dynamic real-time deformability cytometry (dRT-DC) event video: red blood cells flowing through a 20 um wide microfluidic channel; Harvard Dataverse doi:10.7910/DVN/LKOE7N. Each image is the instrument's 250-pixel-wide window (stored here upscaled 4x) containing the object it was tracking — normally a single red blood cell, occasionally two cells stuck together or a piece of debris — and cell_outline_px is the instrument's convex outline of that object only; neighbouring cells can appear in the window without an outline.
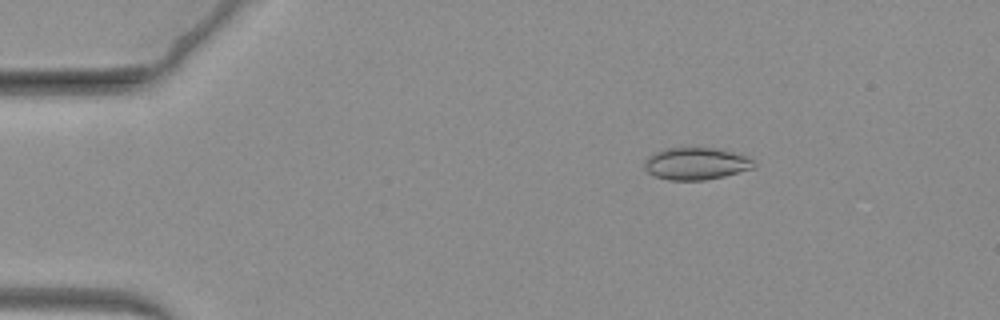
{"species": "common noctule bat (a hibernating species)", "species_latin": "Nyctalus noctula", "temperature_condition": "warm", "stored_images_in_passage": 66, "camera_frame_rate_fps": 3000, "um_per_image_px": 0.085, "animal": {"sex": "female", "body_mass_g": 19.3, "forearm_length_mm": 54.1}, "frame": {"image": 1, "passage_image": 11, "time_ms": 3.333, "image_size_px": [1000, 320], "cell_outline_px": [[756, 164], [752, 168], [724, 176], [704, 180], [668, 180], [652, 176], [644, 168], [644, 160], [652, 152], [664, 148], [716, 148], [748, 156]], "centroid_in_image_um": [59.1, 13.91], "position_along_channel_um": 25.9, "area_um2": 20.63}}
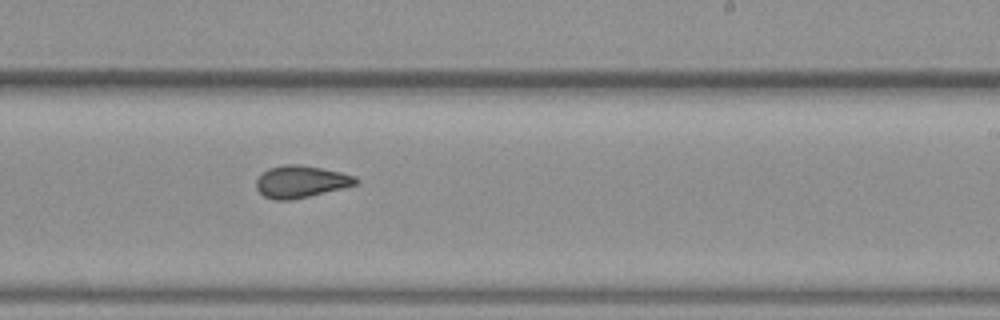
{"frame": {"image": 2, "passage_image": 41, "time_ms": 13.333, "image_size_px": [1000, 320], "cell_outline_px": [[360, 180], [356, 184], [292, 200], [276, 200], [264, 196], [256, 188], [256, 180], [268, 168], [284, 164], [300, 164], [340, 172], [356, 176]], "centroid_in_image_um": [25.56, 15.43], "position_along_channel_um": 263.4, "area_um2": 18.38}}
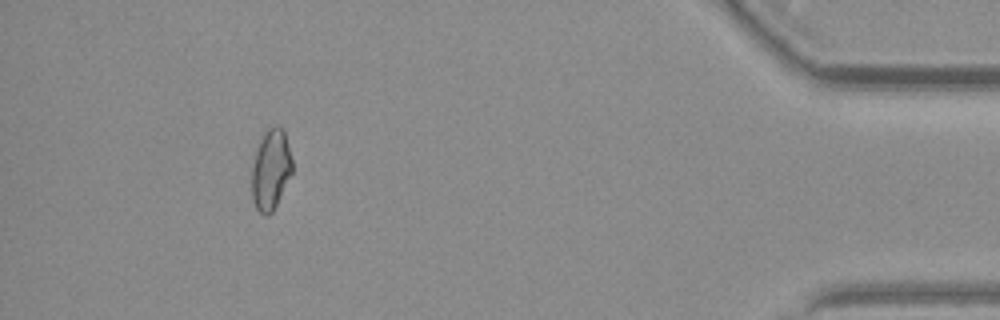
{"frame": {"image": 3, "passage_image": 61, "time_ms": 20.0, "image_size_px": [1000, 320], "cell_outline_px": [[292, 172], [272, 212], [268, 216], [264, 216], [256, 208], [252, 200], [252, 168], [256, 152], [260, 140], [264, 132], [268, 128], [276, 124], [284, 128], [292, 160]], "centroid_in_image_um": [23.02, 14.39], "position_along_channel_um": 412.2, "area_um2": 18.9}}